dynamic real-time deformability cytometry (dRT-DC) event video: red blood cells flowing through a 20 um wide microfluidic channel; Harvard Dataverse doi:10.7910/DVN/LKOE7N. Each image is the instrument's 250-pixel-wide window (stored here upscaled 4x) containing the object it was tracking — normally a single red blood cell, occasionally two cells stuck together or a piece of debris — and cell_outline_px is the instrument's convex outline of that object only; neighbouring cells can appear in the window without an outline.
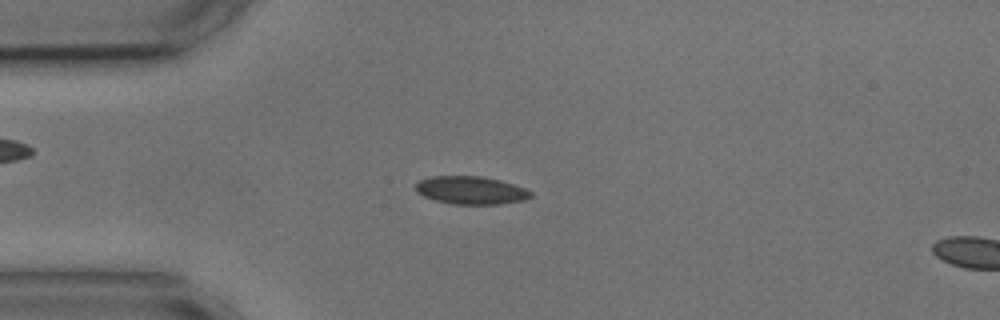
{"species": "common noctule bat (a hibernating species)", "species_latin": "Nyctalus noctula", "temperature_condition": "cold", "stored_images_in_passage": 3, "camera_frame_rate_fps": 3000, "um_per_image_px": 0.085, "animal": {"sex": "male", "body_mass_g": 17.9, "forearm_length_mm": 54.2}, "frame": {"image": 1, "passage_image": 2, "time_ms": 1.0, "image_size_px": [1000, 320], "cell_outline_px": [[532, 196], [524, 200], [500, 204], [452, 204], [436, 200], [424, 196], [416, 192], [416, 184], [420, 180], [432, 176], [480, 176], [500, 180], [524, 188], [532, 192]], "centroid_in_image_um": [40.03, 16.17], "position_along_channel_um": 45.0, "area_um2": 18.61}}
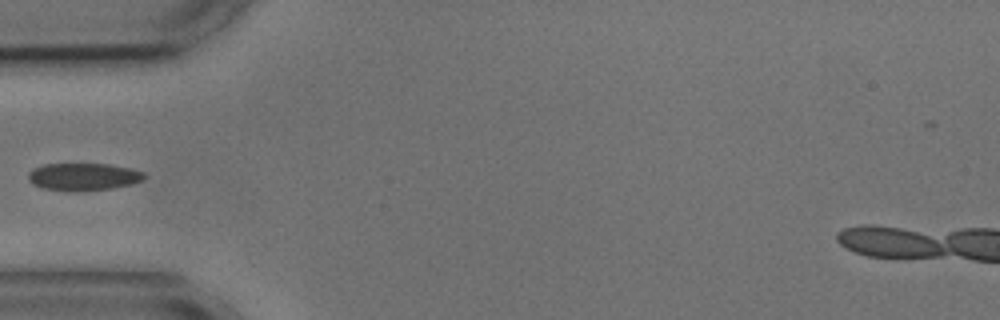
{"frame": {"image": 2, "passage_image": 3, "time_ms": 2.333, "image_size_px": [1000, 320], "cell_outline_px": [[148, 176], [144, 180], [132, 184], [112, 188], [76, 192], [68, 192], [40, 188], [32, 184], [28, 180], [28, 172], [44, 164], [108, 164], [132, 168], [144, 172]], "centroid_in_image_um": [7.11, 15.04], "position_along_channel_um": 77.9, "area_um2": 18.96}}